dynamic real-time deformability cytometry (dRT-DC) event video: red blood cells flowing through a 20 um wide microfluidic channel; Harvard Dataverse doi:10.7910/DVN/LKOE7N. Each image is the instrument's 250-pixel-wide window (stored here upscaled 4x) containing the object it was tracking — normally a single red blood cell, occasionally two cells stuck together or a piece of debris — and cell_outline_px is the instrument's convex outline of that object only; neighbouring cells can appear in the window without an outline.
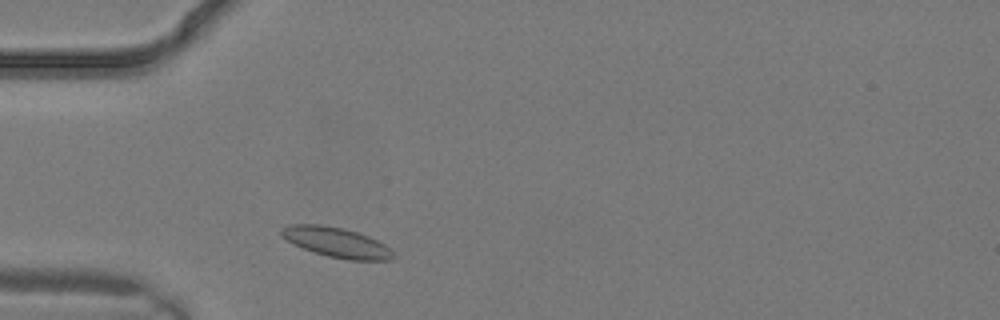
{"species": "common noctule bat (a hibernating species)", "species_latin": "Nyctalus noctula", "temperature_condition": "warm", "stored_images_in_passage": 1, "camera_frame_rate_fps": 3000, "um_per_image_px": 0.085, "animal": {"sex": "male", "body_mass_g": 19.2, "forearm_length_mm": 51.8}, "frame": {"image": 1, "passage_image": 1, "time_ms": 0.0, "image_size_px": [1000, 320], "cell_outline_px": [[396, 256], [392, 260], [348, 260], [328, 256], [304, 248], [280, 236], [280, 228], [288, 224], [320, 224], [344, 228], [368, 236], [384, 244]], "centroid_in_image_um": [28.59, 20.59], "position_along_channel_um": 56.4, "area_um2": 19.36}}